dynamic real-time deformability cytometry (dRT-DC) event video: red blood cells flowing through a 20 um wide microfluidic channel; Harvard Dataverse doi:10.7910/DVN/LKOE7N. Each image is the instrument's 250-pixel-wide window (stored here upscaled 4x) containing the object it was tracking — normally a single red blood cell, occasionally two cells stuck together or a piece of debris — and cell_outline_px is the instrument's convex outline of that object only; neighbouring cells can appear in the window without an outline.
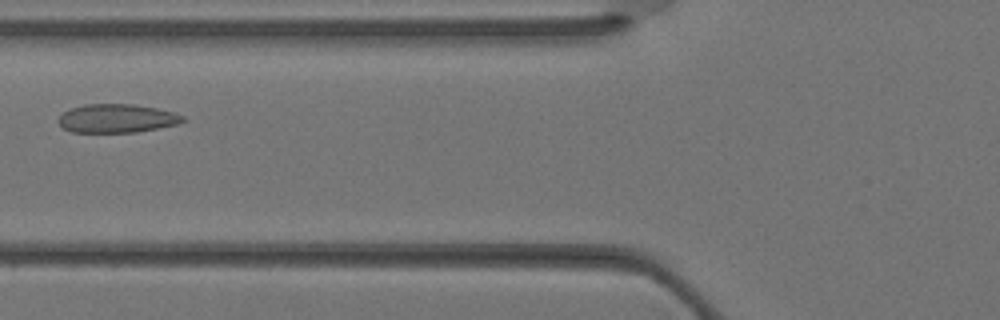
{"species": "Egyptian fruit bat (a non-hibernating species)", "species_latin": "Rousettus aegyptiacus", "temperature_condition": "warm", "stored_images_in_passage": 13, "camera_frame_rate_fps": 3000, "um_per_image_px": 0.085, "animal": {"sex": "female"}, "frame": {"image": 1, "passage_image": 9, "time_ms": 2.667, "image_size_px": [1000, 320], "cell_outline_px": [[188, 120], [180, 124], [136, 132], [72, 132], [64, 128], [60, 124], [60, 116], [64, 112], [72, 108], [84, 104], [136, 104], [156, 108], [172, 112], [184, 116]], "centroid_in_image_um": [10.0, 10.06], "position_along_channel_um": 115.8, "area_um2": 20.69}}
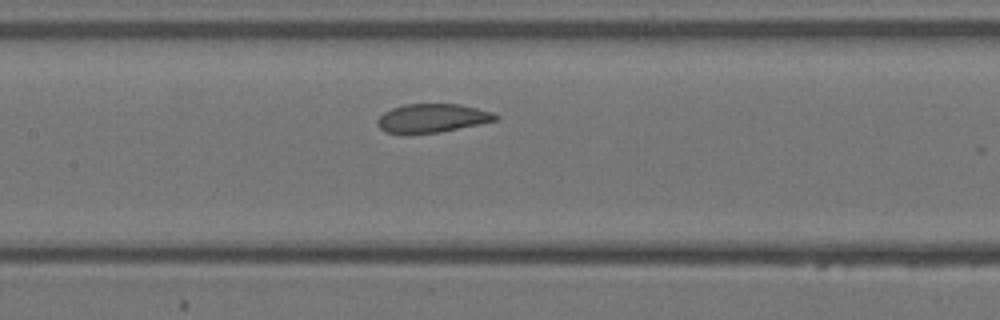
{"frame": {"image": 2, "passage_image": 12, "time_ms": 3.667, "image_size_px": [1000, 320], "cell_outline_px": [[500, 116], [496, 120], [440, 132], [412, 136], [404, 136], [384, 132], [376, 124], [376, 120], [384, 112], [392, 108], [404, 104], [460, 104], [492, 112]], "centroid_in_image_um": [36.64, 10.08], "position_along_channel_um": 170.8, "area_um2": 20.23}}